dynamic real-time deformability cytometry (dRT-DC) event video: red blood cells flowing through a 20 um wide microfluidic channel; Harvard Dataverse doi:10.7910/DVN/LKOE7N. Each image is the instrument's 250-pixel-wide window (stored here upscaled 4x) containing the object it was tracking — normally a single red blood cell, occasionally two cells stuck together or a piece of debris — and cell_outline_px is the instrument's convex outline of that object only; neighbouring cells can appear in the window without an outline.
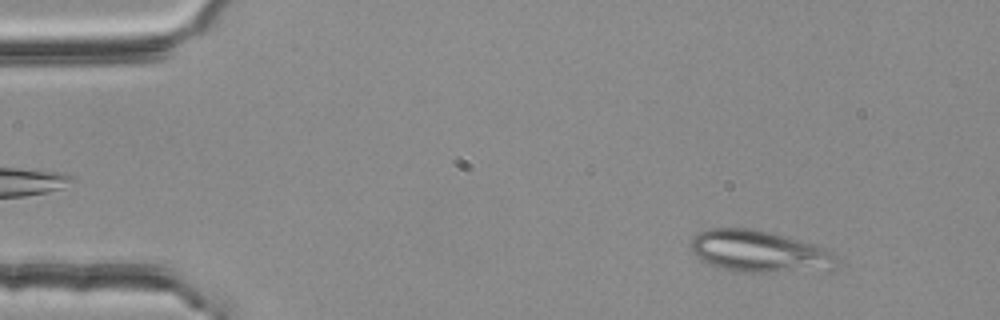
{"species": "common noctule bat (a hibernating species)", "species_latin": "Nyctalus noctula", "temperature_condition": "room temperature", "stored_images_in_passage": 51, "segment_of_instrument_passage": [1, 2], "camera_frame_rate_fps": 3000, "um_per_image_px": 0.085, "animal": {"sex": "female", "body_mass_g": 25.1}, "frame": {"image": 1, "passage_image": 5, "time_ms": 1.333, "image_size_px": [1000, 320], "cell_outline_px": [[840, 264], [836, 268], [768, 272], [732, 272], [708, 264], [700, 260], [696, 256], [688, 244], [692, 236], [708, 228], [752, 228], [772, 232], [788, 236], [824, 248], [836, 256], [840, 260]], "centroid_in_image_um": [64.48, 21.36], "position_along_channel_um": 20.5, "area_um2": 35.84}}